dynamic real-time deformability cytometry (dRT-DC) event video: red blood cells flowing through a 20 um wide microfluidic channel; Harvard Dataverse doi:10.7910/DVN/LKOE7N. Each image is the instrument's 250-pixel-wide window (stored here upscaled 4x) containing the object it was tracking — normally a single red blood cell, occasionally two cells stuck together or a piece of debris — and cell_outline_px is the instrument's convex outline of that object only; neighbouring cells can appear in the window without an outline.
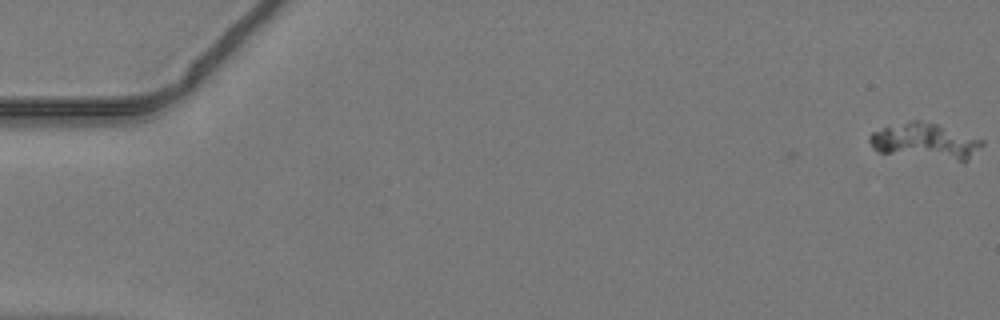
{"species": "common noctule bat (a hibernating species)", "species_latin": "Nyctalus noctula", "temperature_condition": "warm", "stored_images_in_passage": 3, "camera_frame_rate_fps": 3000, "um_per_image_px": 0.085, "animal": {"sex": "male", "body_mass_g": 19.2, "forearm_length_mm": 51.8}, "frame": {"image": 1, "passage_image": 3, "time_ms": 0.667, "image_size_px": [1000, 320], "cell_outline_px": [[984, 144], [964, 164], [880, 152], [872, 148], [868, 140], [868, 136], [872, 132], [884, 128], [912, 120], [920, 120], [936, 124], [984, 140]], "centroid_in_image_um": [78.68, 12.06], "position_along_channel_um": 6.3, "area_um2": 23.93}}